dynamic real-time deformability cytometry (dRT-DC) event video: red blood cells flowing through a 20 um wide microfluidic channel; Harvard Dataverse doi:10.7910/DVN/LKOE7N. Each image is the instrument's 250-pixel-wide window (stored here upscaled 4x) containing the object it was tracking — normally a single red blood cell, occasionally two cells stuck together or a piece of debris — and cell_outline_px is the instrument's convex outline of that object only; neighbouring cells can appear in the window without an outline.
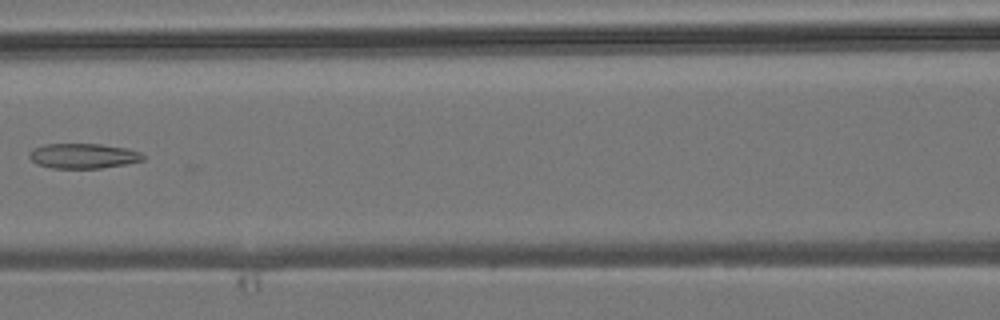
{"species": "common noctule bat (a hibernating species)", "species_latin": "Nyctalus noctula", "temperature_condition": "room temperature", "stored_images_in_passage": 6, "camera_frame_rate_fps": 3000, "um_per_image_px": 0.085, "animal": {"sex": "male", "body_mass_g": 19.2, "forearm_length_mm": 51.8}, "frame": {"image": 1, "passage_image": 6, "time_ms": 5.667, "image_size_px": [1000, 320], "cell_outline_px": [[144, 160], [128, 164], [100, 168], [52, 168], [36, 164], [28, 156], [32, 148], [44, 144], [100, 144], [128, 148], [140, 152], [144, 156]], "centroid_in_image_um": [7.08, 13.25], "position_along_channel_um": 159.5, "area_um2": 16.7}}